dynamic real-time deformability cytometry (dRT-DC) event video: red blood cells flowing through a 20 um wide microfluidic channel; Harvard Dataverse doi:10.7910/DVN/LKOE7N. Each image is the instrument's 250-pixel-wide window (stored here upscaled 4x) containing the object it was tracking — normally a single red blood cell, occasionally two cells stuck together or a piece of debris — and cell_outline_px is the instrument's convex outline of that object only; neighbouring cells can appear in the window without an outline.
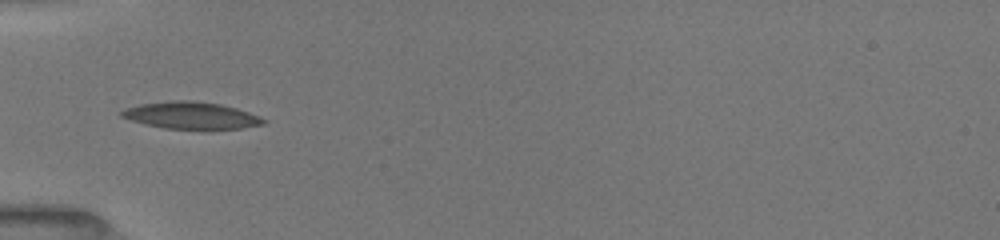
{"species": "common noctule bat (a hibernating species)", "species_latin": "Nyctalus noctula", "temperature_condition": "room temperature", "stored_images_in_passage": 6, "camera_frame_rate_fps": 3000, "um_per_image_px": 0.085, "animal": {"sex": "female", "body_mass_g": 19.5, "forearm_length_mm": 54.1}, "frame": {"image": 1, "passage_image": 1, "time_ms": 0.0, "image_size_px": [1000, 240], "cell_outline_px": [[268, 120], [264, 124], [240, 128], [164, 128], [144, 124], [120, 116], [120, 112], [124, 108], [140, 104], [172, 100], [192, 100], [220, 104], [236, 108], [260, 116]], "centroid_in_image_um": [16.23, 9.79], "position_along_channel_um": 68.8, "area_um2": 22.08}}
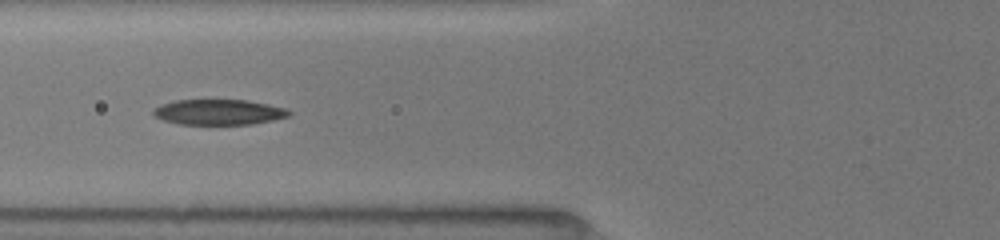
{"frame": {"image": 2, "passage_image": 2, "time_ms": 1.0, "image_size_px": [1000, 240], "cell_outline_px": [[292, 112], [288, 116], [272, 120], [252, 124], [180, 124], [164, 120], [152, 116], [152, 108], [160, 104], [172, 100], [248, 100], [288, 108]], "centroid_in_image_um": [18.56, 9.52], "position_along_channel_um": 107.2, "area_um2": 20.29}}
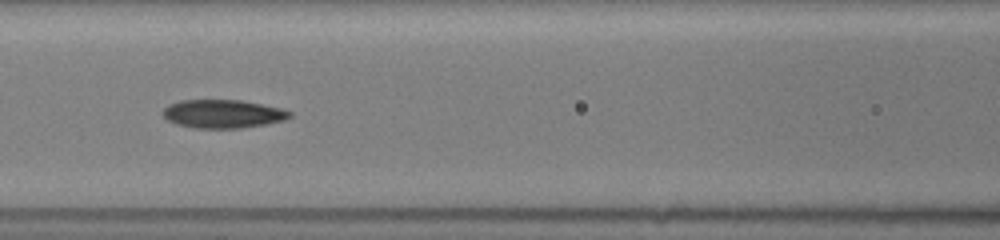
{"frame": {"image": 3, "passage_image": 4, "time_ms": 2.0, "image_size_px": [1000, 240], "cell_outline_px": [[292, 116], [284, 120], [264, 124], [240, 128], [192, 128], [176, 124], [168, 120], [160, 112], [168, 104], [180, 100], [244, 100], [280, 108], [292, 112]], "centroid_in_image_um": [18.91, 9.67], "position_along_channel_um": 147.7, "area_um2": 21.1}}